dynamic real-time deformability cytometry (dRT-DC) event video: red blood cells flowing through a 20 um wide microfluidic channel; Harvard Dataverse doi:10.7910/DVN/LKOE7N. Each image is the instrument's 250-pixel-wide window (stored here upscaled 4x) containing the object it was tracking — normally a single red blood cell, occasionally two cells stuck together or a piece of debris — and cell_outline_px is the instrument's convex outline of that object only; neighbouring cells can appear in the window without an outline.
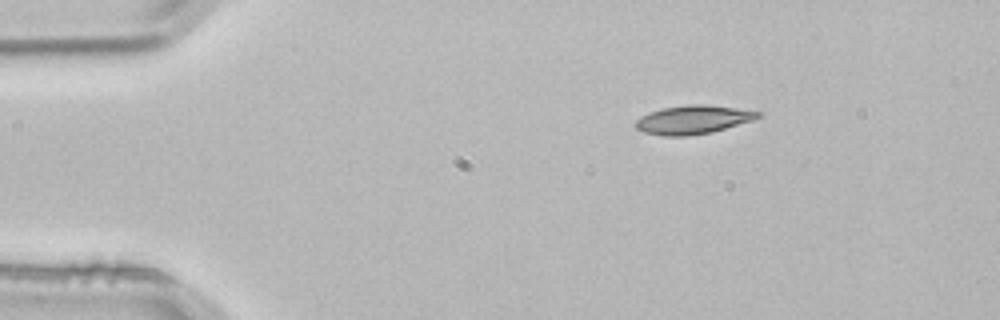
{"species": "common noctule bat (a hibernating species)", "species_latin": "Nyctalus noctula", "temperature_condition": "room temperature", "stored_images_in_passage": 2, "camera_frame_rate_fps": 3000, "um_per_image_px": 0.085, "animal": {"sex": "male", "body_mass_g": 21.5, "forearm_length_mm": 52.0}, "frame": {"image": 1, "passage_image": 2, "time_ms": 0.333, "image_size_px": [1000, 320], "cell_outline_px": [[760, 116], [752, 120], [712, 132], [688, 136], [664, 136], [644, 132], [636, 128], [632, 124], [640, 116], [664, 108], [688, 104], [704, 104], [736, 108], [760, 112]], "centroid_in_image_um": [58.86, 10.18], "position_along_channel_um": 26.1, "area_um2": 20.23}}